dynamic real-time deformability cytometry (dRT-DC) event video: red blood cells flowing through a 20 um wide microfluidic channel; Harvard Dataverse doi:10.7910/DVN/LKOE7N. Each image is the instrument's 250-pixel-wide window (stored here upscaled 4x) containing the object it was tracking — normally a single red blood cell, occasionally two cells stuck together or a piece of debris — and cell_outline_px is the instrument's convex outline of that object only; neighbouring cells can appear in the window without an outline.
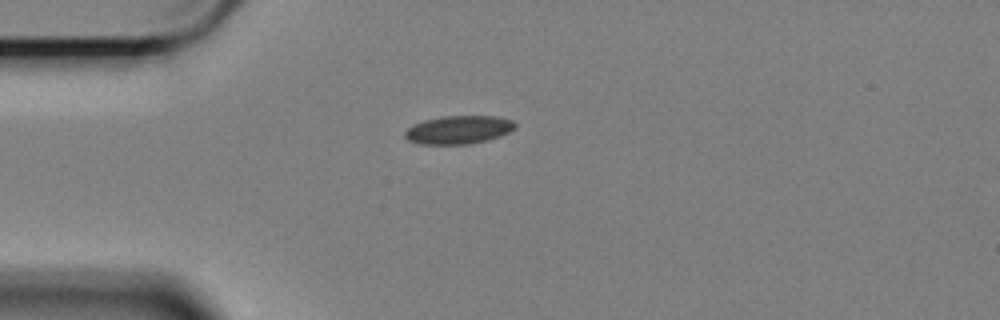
{"species": "Egyptian fruit bat (a non-hibernating species)", "species_latin": "Rousettus aegyptiacus", "temperature_condition": "cold", "stored_images_in_passage": 16, "camera_frame_rate_fps": 3000, "um_per_image_px": 0.085, "animal": {"sex": "female"}, "frame": {"image": 1, "passage_image": 1, "time_ms": 0.0, "image_size_px": [1000, 320], "cell_outline_px": [[516, 128], [500, 136], [468, 144], [420, 144], [408, 140], [404, 136], [404, 132], [412, 124], [424, 120], [440, 116], [496, 116], [512, 120], [516, 124]], "centroid_in_image_um": [38.95, 11.02], "position_along_channel_um": 46.0, "area_um2": 18.15}}
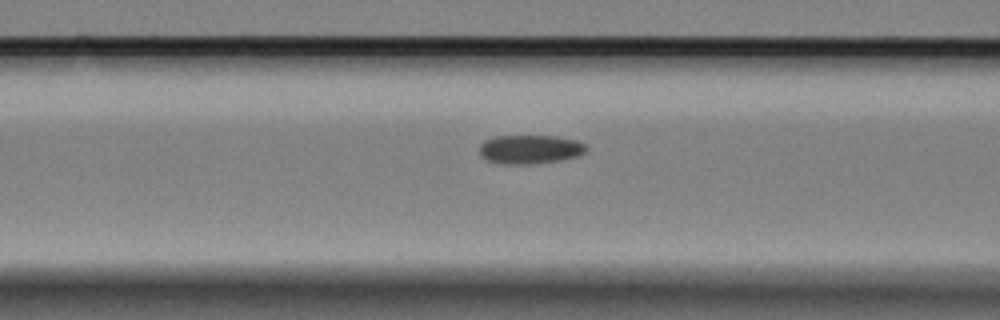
{"frame": {"image": 2, "passage_image": 9, "time_ms": 2.667, "image_size_px": [1000, 320], "cell_outline_px": [[588, 148], [584, 152], [576, 156], [560, 160], [528, 164], [504, 164], [488, 160], [480, 152], [480, 144], [484, 140], [496, 136], [556, 136], [576, 140], [584, 144]], "centroid_in_image_um": [45.05, 12.68], "position_along_channel_um": 121.5, "area_um2": 17.74}}
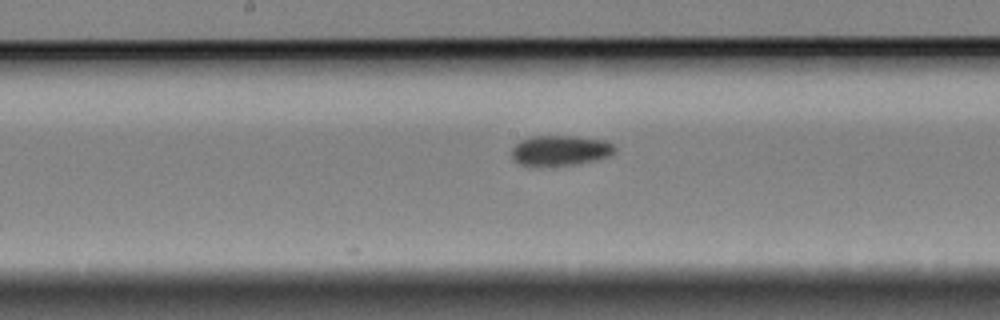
{"frame": {"image": 3, "passage_image": 16, "time_ms": 5.0, "image_size_px": [1000, 320], "cell_outline_px": [[616, 152], [608, 156], [576, 164], [536, 168], [532, 168], [520, 164], [512, 160], [512, 148], [520, 140], [532, 136], [576, 136], [608, 140], [616, 148]], "centroid_in_image_um": [47.58, 12.81], "position_along_channel_um": 200.6, "area_um2": 18.73}}